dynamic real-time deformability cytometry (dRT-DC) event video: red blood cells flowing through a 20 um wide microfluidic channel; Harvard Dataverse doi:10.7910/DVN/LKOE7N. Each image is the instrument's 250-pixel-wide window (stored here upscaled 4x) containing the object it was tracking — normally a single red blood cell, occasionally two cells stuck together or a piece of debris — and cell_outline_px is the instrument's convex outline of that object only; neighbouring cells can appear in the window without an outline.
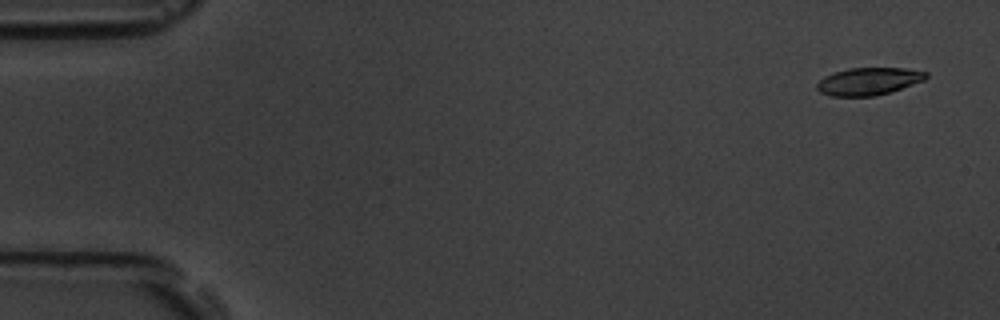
{"species": "common noctule bat (a hibernating species)", "species_latin": "Nyctalus noctula", "temperature_condition": "room temperature", "stored_images_in_passage": 5, "camera_frame_rate_fps": 3000, "um_per_image_px": 0.085, "animal": {"sex": "male", "body_mass_g": 19.5, "forearm_length_mm": 54.6}, "frame": {"image": 1, "passage_image": 1, "time_ms": 0.0, "image_size_px": [1000, 320], "cell_outline_px": [[928, 76], [924, 80], [888, 92], [872, 96], [832, 96], [820, 92], [816, 88], [816, 84], [824, 76], [832, 72], [848, 68], [904, 68], [928, 72]], "centroid_in_image_um": [73.79, 6.9], "position_along_channel_um": 11.2, "area_um2": 17.34}}
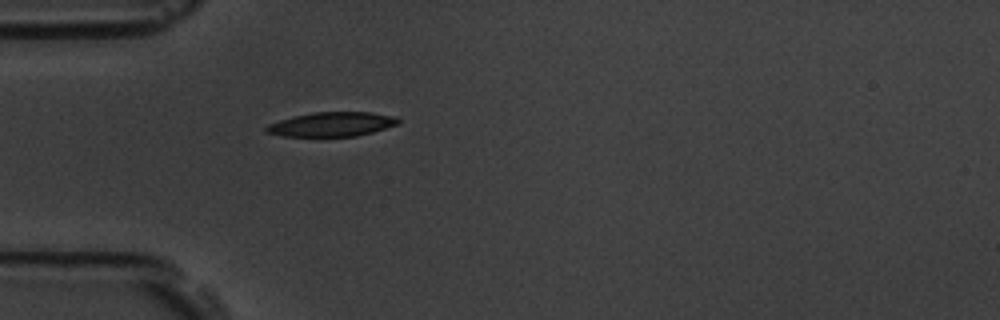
{"frame": {"image": 2, "passage_image": 5, "time_ms": 4.667, "image_size_px": [1000, 320], "cell_outline_px": [[400, 124], [372, 132], [356, 136], [284, 136], [264, 132], [264, 128], [268, 124], [280, 120], [312, 112], [372, 112], [392, 116], [400, 120]], "centroid_in_image_um": [28.2, 10.56], "position_along_channel_um": 56.8, "area_um2": 18.61}}